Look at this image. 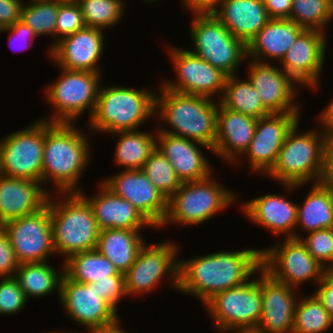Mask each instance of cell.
<instances>
[{"label":"cell","instance_id":"cell-1","mask_svg":"<svg viewBox=\"0 0 333 333\" xmlns=\"http://www.w3.org/2000/svg\"><path fill=\"white\" fill-rule=\"evenodd\" d=\"M261 268L258 248L179 259L178 292L195 296L205 304L215 294L247 283Z\"/></svg>","mask_w":333,"mask_h":333},{"label":"cell","instance_id":"cell-2","mask_svg":"<svg viewBox=\"0 0 333 333\" xmlns=\"http://www.w3.org/2000/svg\"><path fill=\"white\" fill-rule=\"evenodd\" d=\"M87 137L74 123L44 120L42 185L53 183L57 193L81 191L78 181L92 154Z\"/></svg>","mask_w":333,"mask_h":333},{"label":"cell","instance_id":"cell-3","mask_svg":"<svg viewBox=\"0 0 333 333\" xmlns=\"http://www.w3.org/2000/svg\"><path fill=\"white\" fill-rule=\"evenodd\" d=\"M159 92L155 95V117L168 126L157 131L205 144L213 150L219 101L206 96L179 93L162 85Z\"/></svg>","mask_w":333,"mask_h":333},{"label":"cell","instance_id":"cell-4","mask_svg":"<svg viewBox=\"0 0 333 333\" xmlns=\"http://www.w3.org/2000/svg\"><path fill=\"white\" fill-rule=\"evenodd\" d=\"M59 194L64 200L52 193L47 200L55 253L67 259L95 250L100 230L89 203L78 192Z\"/></svg>","mask_w":333,"mask_h":333},{"label":"cell","instance_id":"cell-5","mask_svg":"<svg viewBox=\"0 0 333 333\" xmlns=\"http://www.w3.org/2000/svg\"><path fill=\"white\" fill-rule=\"evenodd\" d=\"M150 89L119 86L99 87L93 115L89 118L90 131L112 134L138 130L155 115V95Z\"/></svg>","mask_w":333,"mask_h":333},{"label":"cell","instance_id":"cell-6","mask_svg":"<svg viewBox=\"0 0 333 333\" xmlns=\"http://www.w3.org/2000/svg\"><path fill=\"white\" fill-rule=\"evenodd\" d=\"M299 122L288 132L272 169L266 174L292 191L310 181L320 182L325 133L316 128L297 133ZM318 130V131H317Z\"/></svg>","mask_w":333,"mask_h":333},{"label":"cell","instance_id":"cell-7","mask_svg":"<svg viewBox=\"0 0 333 333\" xmlns=\"http://www.w3.org/2000/svg\"><path fill=\"white\" fill-rule=\"evenodd\" d=\"M212 175L198 181L183 182L168 198L167 214L158 228L170 223L185 226L202 224L235 203L238 195L215 181Z\"/></svg>","mask_w":333,"mask_h":333},{"label":"cell","instance_id":"cell-8","mask_svg":"<svg viewBox=\"0 0 333 333\" xmlns=\"http://www.w3.org/2000/svg\"><path fill=\"white\" fill-rule=\"evenodd\" d=\"M192 16L189 27L193 43L191 52L228 77L236 75L240 64L247 60V46L233 36L213 14Z\"/></svg>","mask_w":333,"mask_h":333},{"label":"cell","instance_id":"cell-9","mask_svg":"<svg viewBox=\"0 0 333 333\" xmlns=\"http://www.w3.org/2000/svg\"><path fill=\"white\" fill-rule=\"evenodd\" d=\"M60 71L59 78L45 89L46 101L50 102L56 111L42 120L51 123H74L85 110L90 111L88 117L91 118L101 85V73L62 68Z\"/></svg>","mask_w":333,"mask_h":333},{"label":"cell","instance_id":"cell-10","mask_svg":"<svg viewBox=\"0 0 333 333\" xmlns=\"http://www.w3.org/2000/svg\"><path fill=\"white\" fill-rule=\"evenodd\" d=\"M44 120L0 139V174L42 183Z\"/></svg>","mask_w":333,"mask_h":333},{"label":"cell","instance_id":"cell-11","mask_svg":"<svg viewBox=\"0 0 333 333\" xmlns=\"http://www.w3.org/2000/svg\"><path fill=\"white\" fill-rule=\"evenodd\" d=\"M178 250V245L170 241L151 245L145 243L134 264L124 274L126 295L149 293L158 287L165 276L177 291Z\"/></svg>","mask_w":333,"mask_h":333},{"label":"cell","instance_id":"cell-12","mask_svg":"<svg viewBox=\"0 0 333 333\" xmlns=\"http://www.w3.org/2000/svg\"><path fill=\"white\" fill-rule=\"evenodd\" d=\"M261 266L273 279L298 288L307 281L318 284L327 270L307 251L300 239L287 238L261 249Z\"/></svg>","mask_w":333,"mask_h":333},{"label":"cell","instance_id":"cell-13","mask_svg":"<svg viewBox=\"0 0 333 333\" xmlns=\"http://www.w3.org/2000/svg\"><path fill=\"white\" fill-rule=\"evenodd\" d=\"M247 283L215 294L204 305L220 333L233 327L257 326L262 314L261 269ZM259 277V278H258Z\"/></svg>","mask_w":333,"mask_h":333},{"label":"cell","instance_id":"cell-14","mask_svg":"<svg viewBox=\"0 0 333 333\" xmlns=\"http://www.w3.org/2000/svg\"><path fill=\"white\" fill-rule=\"evenodd\" d=\"M172 67L177 80L162 81V86L185 94L201 95L218 100L221 98L227 75L210 63L203 60L191 50L174 48L168 49ZM217 94V95H214Z\"/></svg>","mask_w":333,"mask_h":333},{"label":"cell","instance_id":"cell-15","mask_svg":"<svg viewBox=\"0 0 333 333\" xmlns=\"http://www.w3.org/2000/svg\"><path fill=\"white\" fill-rule=\"evenodd\" d=\"M0 227L8 235L19 264L45 262L50 254H56L48 203L37 212L7 221Z\"/></svg>","mask_w":333,"mask_h":333},{"label":"cell","instance_id":"cell-16","mask_svg":"<svg viewBox=\"0 0 333 333\" xmlns=\"http://www.w3.org/2000/svg\"><path fill=\"white\" fill-rule=\"evenodd\" d=\"M58 297L67 316L85 327L87 333H95L119 321L118 313L100 297L94 283H79L63 275Z\"/></svg>","mask_w":333,"mask_h":333},{"label":"cell","instance_id":"cell-17","mask_svg":"<svg viewBox=\"0 0 333 333\" xmlns=\"http://www.w3.org/2000/svg\"><path fill=\"white\" fill-rule=\"evenodd\" d=\"M300 114L271 113L257 119L253 139L243 154L247 157L250 171L266 175L272 169L288 132L301 121Z\"/></svg>","mask_w":333,"mask_h":333},{"label":"cell","instance_id":"cell-18","mask_svg":"<svg viewBox=\"0 0 333 333\" xmlns=\"http://www.w3.org/2000/svg\"><path fill=\"white\" fill-rule=\"evenodd\" d=\"M327 38L325 32L304 29L279 62L284 70L301 87L312 90L319 87L326 58Z\"/></svg>","mask_w":333,"mask_h":333},{"label":"cell","instance_id":"cell-19","mask_svg":"<svg viewBox=\"0 0 333 333\" xmlns=\"http://www.w3.org/2000/svg\"><path fill=\"white\" fill-rule=\"evenodd\" d=\"M115 195L128 200L158 228L167 214V198L141 170H124L101 180Z\"/></svg>","mask_w":333,"mask_h":333},{"label":"cell","instance_id":"cell-20","mask_svg":"<svg viewBox=\"0 0 333 333\" xmlns=\"http://www.w3.org/2000/svg\"><path fill=\"white\" fill-rule=\"evenodd\" d=\"M248 63L250 64L247 78L257 89L263 106L270 113L300 112L299 104H295L296 94L299 93L296 89L297 82L280 67L274 65L272 60L270 63H265L250 59Z\"/></svg>","mask_w":333,"mask_h":333},{"label":"cell","instance_id":"cell-21","mask_svg":"<svg viewBox=\"0 0 333 333\" xmlns=\"http://www.w3.org/2000/svg\"><path fill=\"white\" fill-rule=\"evenodd\" d=\"M104 30L85 27L64 37L50 49V59L62 69L100 73Z\"/></svg>","mask_w":333,"mask_h":333},{"label":"cell","instance_id":"cell-22","mask_svg":"<svg viewBox=\"0 0 333 333\" xmlns=\"http://www.w3.org/2000/svg\"><path fill=\"white\" fill-rule=\"evenodd\" d=\"M295 291L296 288L273 279L261 268L262 314L257 326L265 333H292L299 299Z\"/></svg>","mask_w":333,"mask_h":333},{"label":"cell","instance_id":"cell-23","mask_svg":"<svg viewBox=\"0 0 333 333\" xmlns=\"http://www.w3.org/2000/svg\"><path fill=\"white\" fill-rule=\"evenodd\" d=\"M199 147L213 153L205 144L157 131L156 148L170 161L182 183L202 180L213 174V166Z\"/></svg>","mask_w":333,"mask_h":333},{"label":"cell","instance_id":"cell-24","mask_svg":"<svg viewBox=\"0 0 333 333\" xmlns=\"http://www.w3.org/2000/svg\"><path fill=\"white\" fill-rule=\"evenodd\" d=\"M99 193L86 196L83 190L78 193L89 203L99 230L127 229L143 230L155 228L145 216L128 200L115 195L102 182L98 185Z\"/></svg>","mask_w":333,"mask_h":333},{"label":"cell","instance_id":"cell-25","mask_svg":"<svg viewBox=\"0 0 333 333\" xmlns=\"http://www.w3.org/2000/svg\"><path fill=\"white\" fill-rule=\"evenodd\" d=\"M245 216L253 223L272 231L273 235L299 239L296 231L297 204L276 193L254 198L242 204ZM295 230V231H294Z\"/></svg>","mask_w":333,"mask_h":333},{"label":"cell","instance_id":"cell-26","mask_svg":"<svg viewBox=\"0 0 333 333\" xmlns=\"http://www.w3.org/2000/svg\"><path fill=\"white\" fill-rule=\"evenodd\" d=\"M50 193L42 183L0 174V226L39 211Z\"/></svg>","mask_w":333,"mask_h":333},{"label":"cell","instance_id":"cell-27","mask_svg":"<svg viewBox=\"0 0 333 333\" xmlns=\"http://www.w3.org/2000/svg\"><path fill=\"white\" fill-rule=\"evenodd\" d=\"M256 124L257 119L224 108L219 103L213 154L237 165L253 139Z\"/></svg>","mask_w":333,"mask_h":333},{"label":"cell","instance_id":"cell-28","mask_svg":"<svg viewBox=\"0 0 333 333\" xmlns=\"http://www.w3.org/2000/svg\"><path fill=\"white\" fill-rule=\"evenodd\" d=\"M213 15L246 46L270 20L260 0H221Z\"/></svg>","mask_w":333,"mask_h":333},{"label":"cell","instance_id":"cell-29","mask_svg":"<svg viewBox=\"0 0 333 333\" xmlns=\"http://www.w3.org/2000/svg\"><path fill=\"white\" fill-rule=\"evenodd\" d=\"M303 30L290 19H270L247 45V62L270 63L272 59L279 63Z\"/></svg>","mask_w":333,"mask_h":333},{"label":"cell","instance_id":"cell-30","mask_svg":"<svg viewBox=\"0 0 333 333\" xmlns=\"http://www.w3.org/2000/svg\"><path fill=\"white\" fill-rule=\"evenodd\" d=\"M142 230L104 229L99 232L96 250L106 257L118 270L125 274L134 264L146 243L140 236Z\"/></svg>","mask_w":333,"mask_h":333},{"label":"cell","instance_id":"cell-31","mask_svg":"<svg viewBox=\"0 0 333 333\" xmlns=\"http://www.w3.org/2000/svg\"><path fill=\"white\" fill-rule=\"evenodd\" d=\"M297 205L296 229L308 233L324 228H333V195L321 183L312 185L305 201Z\"/></svg>","mask_w":333,"mask_h":333},{"label":"cell","instance_id":"cell-32","mask_svg":"<svg viewBox=\"0 0 333 333\" xmlns=\"http://www.w3.org/2000/svg\"><path fill=\"white\" fill-rule=\"evenodd\" d=\"M64 275L76 282L90 284L103 279H125L115 266L96 249L63 259Z\"/></svg>","mask_w":333,"mask_h":333},{"label":"cell","instance_id":"cell-33","mask_svg":"<svg viewBox=\"0 0 333 333\" xmlns=\"http://www.w3.org/2000/svg\"><path fill=\"white\" fill-rule=\"evenodd\" d=\"M60 271H57L47 261L21 263L18 265L14 277L18 280L22 291L29 301L30 296L41 298L51 294V292L53 293L54 290L60 295L64 269Z\"/></svg>","mask_w":333,"mask_h":333},{"label":"cell","instance_id":"cell-34","mask_svg":"<svg viewBox=\"0 0 333 333\" xmlns=\"http://www.w3.org/2000/svg\"><path fill=\"white\" fill-rule=\"evenodd\" d=\"M114 134L119 136L114 154L117 165L123 166L124 170H141L156 148L157 131L151 134L140 130H129L111 135Z\"/></svg>","mask_w":333,"mask_h":333},{"label":"cell","instance_id":"cell-35","mask_svg":"<svg viewBox=\"0 0 333 333\" xmlns=\"http://www.w3.org/2000/svg\"><path fill=\"white\" fill-rule=\"evenodd\" d=\"M219 103L229 110L259 119L271 114L264 106L257 89L249 79L241 80L239 76L227 77Z\"/></svg>","mask_w":333,"mask_h":333},{"label":"cell","instance_id":"cell-36","mask_svg":"<svg viewBox=\"0 0 333 333\" xmlns=\"http://www.w3.org/2000/svg\"><path fill=\"white\" fill-rule=\"evenodd\" d=\"M333 326V318L315 294L298 299L292 333H326Z\"/></svg>","mask_w":333,"mask_h":333},{"label":"cell","instance_id":"cell-37","mask_svg":"<svg viewBox=\"0 0 333 333\" xmlns=\"http://www.w3.org/2000/svg\"><path fill=\"white\" fill-rule=\"evenodd\" d=\"M289 19L304 29L324 32L325 27L333 20L331 2L330 0H293Z\"/></svg>","mask_w":333,"mask_h":333},{"label":"cell","instance_id":"cell-38","mask_svg":"<svg viewBox=\"0 0 333 333\" xmlns=\"http://www.w3.org/2000/svg\"><path fill=\"white\" fill-rule=\"evenodd\" d=\"M87 27L105 30L114 27L124 14V0H75Z\"/></svg>","mask_w":333,"mask_h":333},{"label":"cell","instance_id":"cell-39","mask_svg":"<svg viewBox=\"0 0 333 333\" xmlns=\"http://www.w3.org/2000/svg\"><path fill=\"white\" fill-rule=\"evenodd\" d=\"M23 3L21 21L28 25L39 37H55L56 18L59 0H29Z\"/></svg>","mask_w":333,"mask_h":333},{"label":"cell","instance_id":"cell-40","mask_svg":"<svg viewBox=\"0 0 333 333\" xmlns=\"http://www.w3.org/2000/svg\"><path fill=\"white\" fill-rule=\"evenodd\" d=\"M142 171L167 199L182 185L170 161L157 148L149 155Z\"/></svg>","mask_w":333,"mask_h":333},{"label":"cell","instance_id":"cell-41","mask_svg":"<svg viewBox=\"0 0 333 333\" xmlns=\"http://www.w3.org/2000/svg\"><path fill=\"white\" fill-rule=\"evenodd\" d=\"M86 27L83 14L75 0L60 1L56 18L55 41L48 47L47 55L50 56V49L64 37L74 34L76 31Z\"/></svg>","mask_w":333,"mask_h":333},{"label":"cell","instance_id":"cell-42","mask_svg":"<svg viewBox=\"0 0 333 333\" xmlns=\"http://www.w3.org/2000/svg\"><path fill=\"white\" fill-rule=\"evenodd\" d=\"M307 251L327 271H333V228H324L299 237Z\"/></svg>","mask_w":333,"mask_h":333},{"label":"cell","instance_id":"cell-43","mask_svg":"<svg viewBox=\"0 0 333 333\" xmlns=\"http://www.w3.org/2000/svg\"><path fill=\"white\" fill-rule=\"evenodd\" d=\"M27 302L25 293L14 276L0 278V315L16 314Z\"/></svg>","mask_w":333,"mask_h":333},{"label":"cell","instance_id":"cell-44","mask_svg":"<svg viewBox=\"0 0 333 333\" xmlns=\"http://www.w3.org/2000/svg\"><path fill=\"white\" fill-rule=\"evenodd\" d=\"M94 287L117 313L120 299L127 297L125 289V279H103L94 282Z\"/></svg>","mask_w":333,"mask_h":333},{"label":"cell","instance_id":"cell-45","mask_svg":"<svg viewBox=\"0 0 333 333\" xmlns=\"http://www.w3.org/2000/svg\"><path fill=\"white\" fill-rule=\"evenodd\" d=\"M2 32L10 33L8 38V43L10 44L9 47L13 49L12 46L16 44L18 51H24L29 47H32L33 40L38 37L37 34L21 20L17 21L10 27L1 29L0 33ZM17 50H15V52Z\"/></svg>","mask_w":333,"mask_h":333},{"label":"cell","instance_id":"cell-46","mask_svg":"<svg viewBox=\"0 0 333 333\" xmlns=\"http://www.w3.org/2000/svg\"><path fill=\"white\" fill-rule=\"evenodd\" d=\"M18 265L10 239L0 227V278L13 277Z\"/></svg>","mask_w":333,"mask_h":333},{"label":"cell","instance_id":"cell-47","mask_svg":"<svg viewBox=\"0 0 333 333\" xmlns=\"http://www.w3.org/2000/svg\"><path fill=\"white\" fill-rule=\"evenodd\" d=\"M24 0H0V30L21 20Z\"/></svg>","mask_w":333,"mask_h":333},{"label":"cell","instance_id":"cell-48","mask_svg":"<svg viewBox=\"0 0 333 333\" xmlns=\"http://www.w3.org/2000/svg\"><path fill=\"white\" fill-rule=\"evenodd\" d=\"M317 286L318 288L314 294L333 318V271H327Z\"/></svg>","mask_w":333,"mask_h":333},{"label":"cell","instance_id":"cell-49","mask_svg":"<svg viewBox=\"0 0 333 333\" xmlns=\"http://www.w3.org/2000/svg\"><path fill=\"white\" fill-rule=\"evenodd\" d=\"M293 0H270L265 4L270 19H289Z\"/></svg>","mask_w":333,"mask_h":333},{"label":"cell","instance_id":"cell-50","mask_svg":"<svg viewBox=\"0 0 333 333\" xmlns=\"http://www.w3.org/2000/svg\"><path fill=\"white\" fill-rule=\"evenodd\" d=\"M186 9L192 14H213L219 7L221 0H181Z\"/></svg>","mask_w":333,"mask_h":333},{"label":"cell","instance_id":"cell-51","mask_svg":"<svg viewBox=\"0 0 333 333\" xmlns=\"http://www.w3.org/2000/svg\"><path fill=\"white\" fill-rule=\"evenodd\" d=\"M321 174H333V136L325 135Z\"/></svg>","mask_w":333,"mask_h":333},{"label":"cell","instance_id":"cell-52","mask_svg":"<svg viewBox=\"0 0 333 333\" xmlns=\"http://www.w3.org/2000/svg\"><path fill=\"white\" fill-rule=\"evenodd\" d=\"M318 116L316 119L319 120V124H322V131L325 135L333 136V99Z\"/></svg>","mask_w":333,"mask_h":333},{"label":"cell","instance_id":"cell-53","mask_svg":"<svg viewBox=\"0 0 333 333\" xmlns=\"http://www.w3.org/2000/svg\"><path fill=\"white\" fill-rule=\"evenodd\" d=\"M265 333L259 326L233 327L222 331V333Z\"/></svg>","mask_w":333,"mask_h":333},{"label":"cell","instance_id":"cell-54","mask_svg":"<svg viewBox=\"0 0 333 333\" xmlns=\"http://www.w3.org/2000/svg\"><path fill=\"white\" fill-rule=\"evenodd\" d=\"M320 182L330 191L333 195V174H321Z\"/></svg>","mask_w":333,"mask_h":333},{"label":"cell","instance_id":"cell-55","mask_svg":"<svg viewBox=\"0 0 333 333\" xmlns=\"http://www.w3.org/2000/svg\"><path fill=\"white\" fill-rule=\"evenodd\" d=\"M120 324L121 323H120V320H119L115 325L110 326V327H106L103 330H99L95 333H128V332H126L125 329L123 330L121 328L122 326Z\"/></svg>","mask_w":333,"mask_h":333},{"label":"cell","instance_id":"cell-56","mask_svg":"<svg viewBox=\"0 0 333 333\" xmlns=\"http://www.w3.org/2000/svg\"><path fill=\"white\" fill-rule=\"evenodd\" d=\"M143 1L150 3V4H152V3L154 4V2L157 3V1H159V0H143Z\"/></svg>","mask_w":333,"mask_h":333},{"label":"cell","instance_id":"cell-57","mask_svg":"<svg viewBox=\"0 0 333 333\" xmlns=\"http://www.w3.org/2000/svg\"><path fill=\"white\" fill-rule=\"evenodd\" d=\"M49 333H67V332H62V331H61V332H60V331H58V332H57V331H56V332H54V331L50 332V331H49ZM68 333H69V332H68ZM74 333H79V332H74ZM81 333H82V332H81ZM85 333H86V332H85Z\"/></svg>","mask_w":333,"mask_h":333},{"label":"cell","instance_id":"cell-58","mask_svg":"<svg viewBox=\"0 0 333 333\" xmlns=\"http://www.w3.org/2000/svg\"><path fill=\"white\" fill-rule=\"evenodd\" d=\"M264 5L270 0H260Z\"/></svg>","mask_w":333,"mask_h":333},{"label":"cell","instance_id":"cell-59","mask_svg":"<svg viewBox=\"0 0 333 333\" xmlns=\"http://www.w3.org/2000/svg\"><path fill=\"white\" fill-rule=\"evenodd\" d=\"M330 2H331L332 9H333V0H330Z\"/></svg>","mask_w":333,"mask_h":333}]
</instances>
